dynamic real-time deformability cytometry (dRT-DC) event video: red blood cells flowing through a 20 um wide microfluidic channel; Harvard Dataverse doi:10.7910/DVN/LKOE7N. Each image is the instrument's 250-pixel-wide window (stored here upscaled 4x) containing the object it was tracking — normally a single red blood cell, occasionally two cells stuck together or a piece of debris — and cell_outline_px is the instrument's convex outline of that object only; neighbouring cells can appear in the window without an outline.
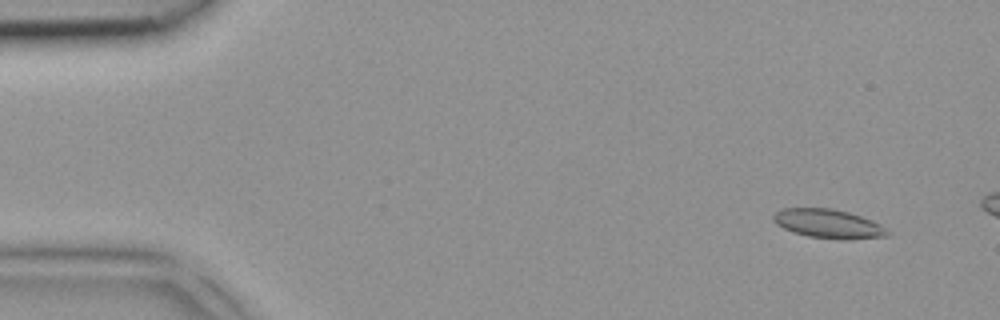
{"species": "common noctule bat (a hibernating species)", "species_latin": "Nyctalus noctula", "temperature_condition": "room temperature", "stored_images_in_passage": 2, "segment_of_instrument_passage": [2, 2], "camera_frame_rate_fps": 3000, "um_per_image_px": 0.085, "animal": {"sex": "female", "body_mass_g": 18.4}, "frame": {"image": 1, "passage_image": 2, "time_ms": 0.333, "image_size_px": [1000, 320], "cell_outline_px": [[892, 236], [808, 236], [792, 232], [776, 224], [772, 220], [772, 216], [776, 212], [784, 208], [832, 208], [848, 212], [872, 220], [880, 224]], "centroid_in_image_um": [70.29, 18.94], "position_along_channel_um": 14.7, "area_um2": 18.09}}